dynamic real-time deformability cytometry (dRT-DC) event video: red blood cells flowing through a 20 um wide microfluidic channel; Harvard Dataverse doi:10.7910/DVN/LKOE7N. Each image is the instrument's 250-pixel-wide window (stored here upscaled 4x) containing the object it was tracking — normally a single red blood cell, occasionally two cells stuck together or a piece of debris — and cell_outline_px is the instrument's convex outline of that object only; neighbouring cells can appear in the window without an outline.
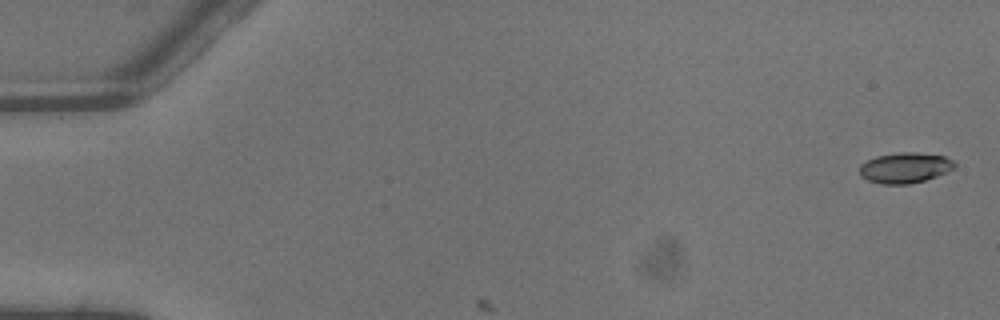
{"species": "common noctule bat (a hibernating species)", "species_latin": "Nyctalus noctula", "temperature_condition": "warm", "stored_images_in_passage": 2, "camera_frame_rate_fps": 3000, "um_per_image_px": 0.085, "animal": {"sex": "male", "body_mass_g": 13.3}, "frame": {"image": 1, "passage_image": 1, "time_ms": 0.0, "image_size_px": [1000, 320], "cell_outline_px": [[956, 168], [948, 172], [924, 180], [908, 184], [880, 184], [868, 180], [860, 176], [860, 164], [876, 156], [900, 152], [916, 152], [944, 156], [952, 160], [956, 164]], "centroid_in_image_um": [76.93, 14.26], "position_along_channel_um": 8.1, "area_um2": 16.94}}